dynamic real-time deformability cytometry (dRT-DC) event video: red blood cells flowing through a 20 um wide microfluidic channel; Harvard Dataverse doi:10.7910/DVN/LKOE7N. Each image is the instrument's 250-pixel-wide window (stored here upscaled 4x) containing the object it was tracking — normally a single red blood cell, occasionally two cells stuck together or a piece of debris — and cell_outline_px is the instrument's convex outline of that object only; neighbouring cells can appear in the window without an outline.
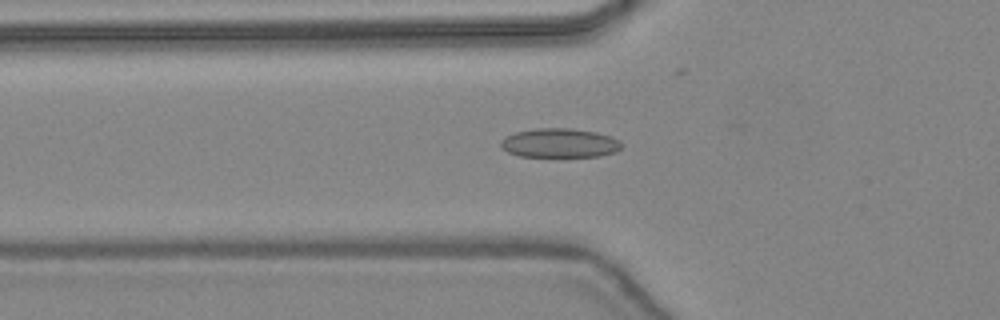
{"species": "common noctule bat (a hibernating species)", "species_latin": "Nyctalus noctula", "temperature_condition": "warm", "stored_images_in_passage": 44, "camera_frame_rate_fps": 3000, "um_per_image_px": 0.085, "animal": {"sex": "female", "body_mass_g": 24.6, "forearm_length_mm": 56.2}, "frame": {"image": 1, "passage_image": 14, "time_ms": 4.333, "image_size_px": [1000, 320], "cell_outline_px": [[624, 144], [616, 152], [600, 156], [520, 156], [508, 152], [500, 148], [500, 140], [504, 136], [516, 132], [536, 128], [568, 128], [596, 132], [612, 136], [620, 140]], "centroid_in_image_um": [47.57, 12.15], "position_along_channel_um": 78.2, "area_um2": 20.69}}
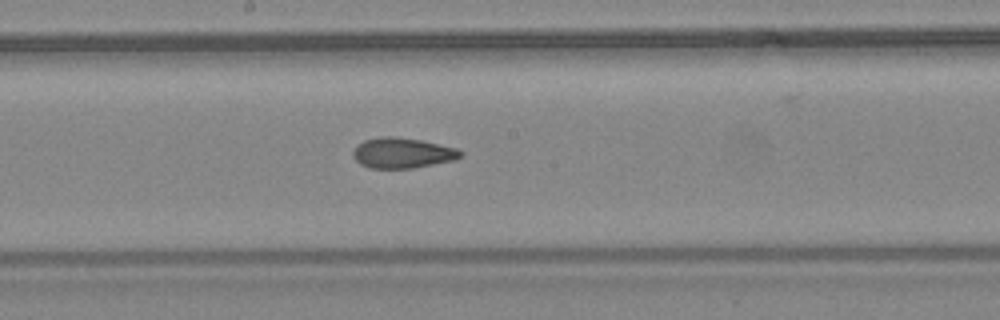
{"frame": {"image": 2, "passage_image": 23, "time_ms": 7.333, "image_size_px": [1000, 320], "cell_outline_px": [[464, 156], [456, 160], [412, 168], [368, 168], [360, 164], [352, 156], [352, 152], [364, 140], [384, 136], [392, 136], [420, 140], [456, 148], [464, 152]], "centroid_in_image_um": [34.23, 13.01], "position_along_channel_um": 214.0, "area_um2": 19.02}}
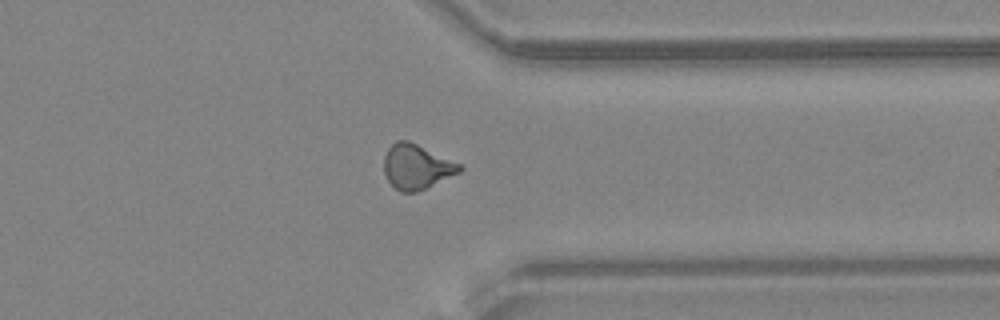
{"frame": {"image": 3, "passage_image": 34, "time_ms": 11.0, "image_size_px": [1000, 320], "cell_outline_px": [[464, 168], [460, 172], [416, 192], [400, 192], [388, 180], [384, 172], [384, 156], [388, 148], [396, 140], [408, 140], [460, 164]], "centroid_in_image_um": [35.39, 14.16], "position_along_channel_um": 376.0, "area_um2": 19.42}, "authors_computed_cell_mechanics": {"area_um2": 19.3341, "velocity_mm_per_s": 4.5039, "shape_relaxation_time_tau1_ms": null, "shape_relaxation_time_tau2_ms": 1.756, "deformation_change_tau1": null, "deformation_change_tau2": 0.0807}}